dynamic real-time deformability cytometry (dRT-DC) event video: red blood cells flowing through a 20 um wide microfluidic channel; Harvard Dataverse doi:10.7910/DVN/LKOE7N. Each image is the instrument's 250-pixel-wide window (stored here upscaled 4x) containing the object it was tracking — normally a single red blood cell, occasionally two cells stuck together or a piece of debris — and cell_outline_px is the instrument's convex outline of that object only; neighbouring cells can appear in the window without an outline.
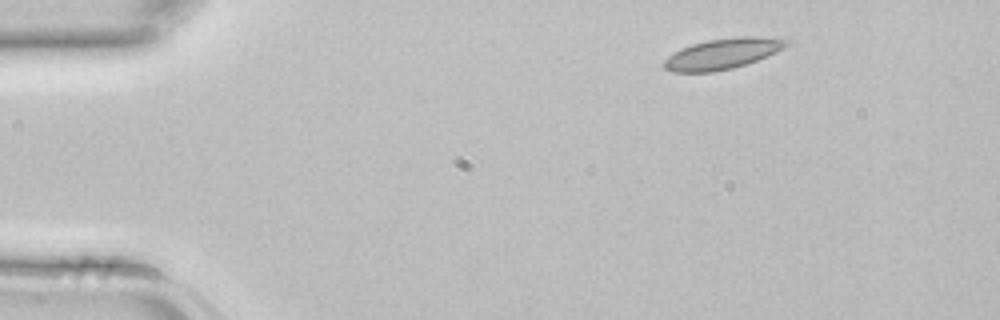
{"species": "common noctule bat (a hibernating species)", "species_latin": "Nyctalus noctula", "temperature_condition": "room temperature", "stored_images_in_passage": 2, "camera_frame_rate_fps": 3000, "um_per_image_px": 0.085, "animal": {"sex": "female", "body_mass_g": 22.7, "forearm_length_mm": 54.2}, "frame": {"image": 1, "passage_image": 1, "time_ms": 0.0, "image_size_px": [1000, 320], "cell_outline_px": [[792, 44], [776, 52], [756, 60], [732, 68], [712, 72], [672, 72], [664, 68], [664, 60], [668, 56], [680, 48], [692, 44], [708, 40], [740, 36], [756, 36], [792, 40]], "centroid_in_image_um": [61.44, 4.56], "position_along_channel_um": 23.6, "area_um2": 21.85}}